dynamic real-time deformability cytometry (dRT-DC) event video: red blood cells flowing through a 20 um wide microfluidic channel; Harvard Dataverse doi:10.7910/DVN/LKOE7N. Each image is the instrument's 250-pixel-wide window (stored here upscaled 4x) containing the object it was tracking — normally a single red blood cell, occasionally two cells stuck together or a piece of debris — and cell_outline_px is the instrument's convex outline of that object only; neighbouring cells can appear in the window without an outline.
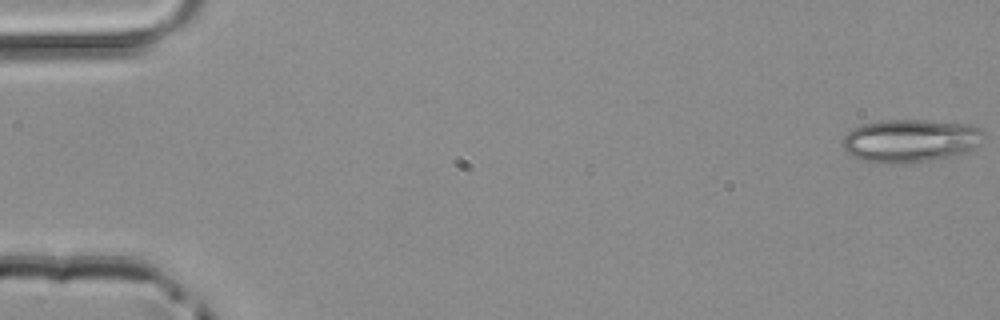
{"species": "common noctule bat (a hibernating species)", "species_latin": "Nyctalus noctula", "temperature_condition": "room temperature", "stored_images_in_passage": 49, "camera_frame_rate_fps": 3000, "um_per_image_px": 0.085, "animal": {"sex": "male", "body_mass_g": 20.4}, "frame": {"image": 1, "passage_image": 1, "time_ms": 0.0, "image_size_px": [1000, 320], "cell_outline_px": [[984, 132], [976, 144], [968, 152], [908, 164], [884, 164], [864, 160], [852, 156], [844, 148], [844, 136], [848, 132], [864, 124], [888, 120], [924, 120], [972, 124], [980, 128]], "centroid_in_image_um": [77.38, 11.96], "position_along_channel_um": 7.6, "area_um2": 34.97}}
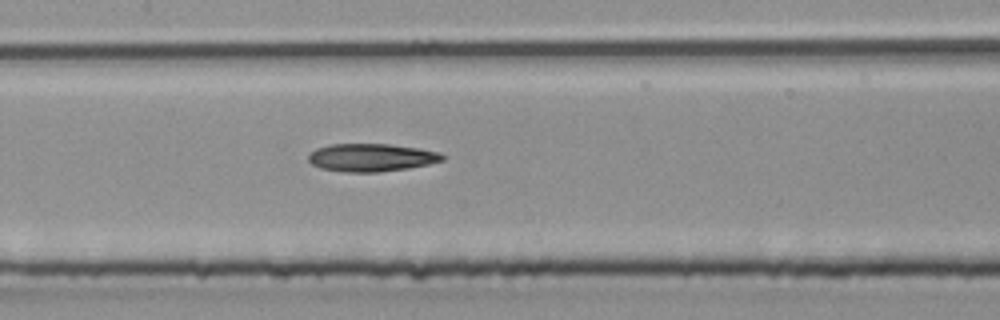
{"frame": {"image": 2, "passage_image": 24, "time_ms": 7.667, "image_size_px": [1000, 320], "cell_outline_px": [[444, 160], [428, 164], [408, 168], [380, 172], [344, 172], [320, 168], [312, 164], [308, 160], [308, 156], [316, 148], [332, 144], [388, 144], [420, 148], [440, 152], [444, 156]], "centroid_in_image_um": [31.57, 13.39], "position_along_channel_um": 175.8, "area_um2": 21.79}}
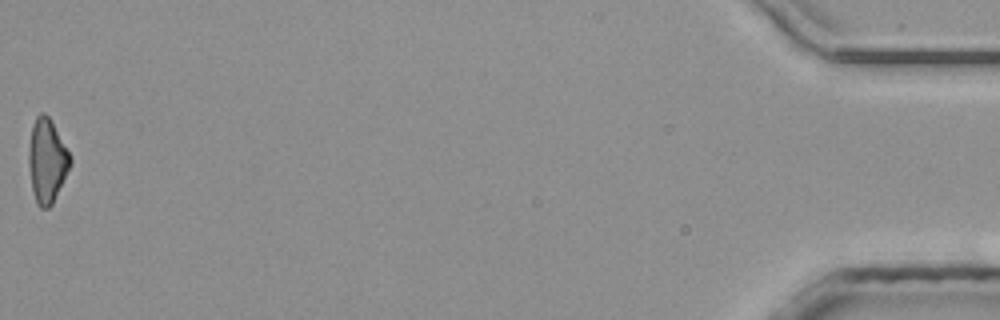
{"frame": {"image": 3, "passage_image": 49, "time_ms": 16.0, "image_size_px": [1000, 320], "cell_outline_px": [[72, 164], [52, 204], [48, 208], [40, 208], [36, 204], [32, 192], [28, 164], [28, 152], [32, 124], [36, 116], [40, 112], [44, 112], [48, 116], [72, 156]], "centroid_in_image_um": [3.99, 13.68], "position_along_channel_um": 431.2, "area_um2": 20.52}}